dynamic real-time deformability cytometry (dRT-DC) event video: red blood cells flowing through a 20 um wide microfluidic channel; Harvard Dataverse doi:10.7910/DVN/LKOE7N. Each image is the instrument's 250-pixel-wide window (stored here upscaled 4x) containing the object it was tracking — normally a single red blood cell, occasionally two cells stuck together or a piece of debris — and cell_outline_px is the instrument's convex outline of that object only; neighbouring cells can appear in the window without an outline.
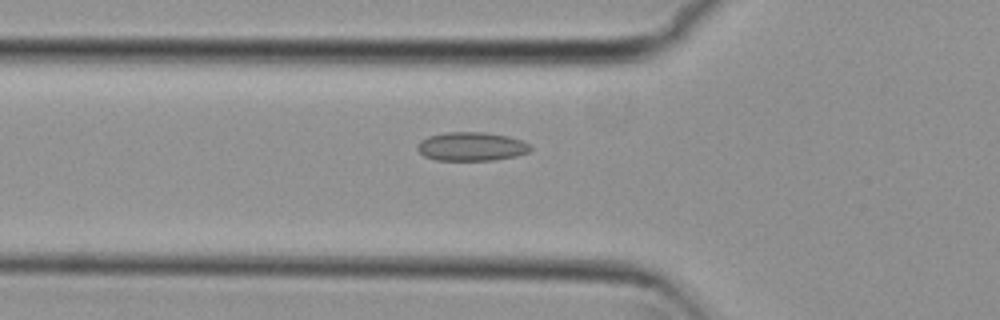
{"species": "common noctule bat (a hibernating species)", "species_latin": "Nyctalus noctula", "temperature_condition": "cold", "stored_images_in_passage": 50, "camera_frame_rate_fps": 3000, "um_per_image_px": 0.085, "animal": {"sex": "female", "body_mass_g": 29.2, "forearm_length_mm": 56.3}, "frame": {"image": 1, "passage_image": 18, "time_ms": 5.667, "image_size_px": [1000, 320], "cell_outline_px": [[532, 148], [528, 152], [516, 156], [492, 160], [436, 160], [424, 156], [416, 148], [416, 144], [420, 140], [428, 136], [448, 132], [484, 132], [508, 136], [520, 140], [528, 144]], "centroid_in_image_um": [40.03, 12.45], "position_along_channel_um": 85.8, "area_um2": 18.9}}
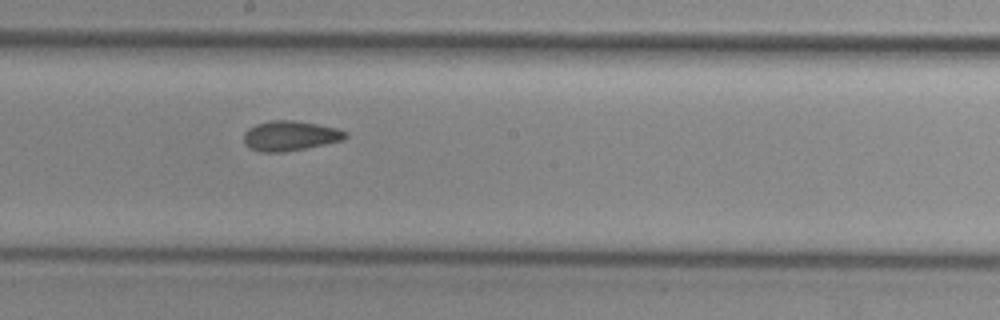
{"frame": {"image": 2, "passage_image": 29, "time_ms": 9.333, "image_size_px": [1000, 320], "cell_outline_px": [[348, 136], [344, 140], [284, 152], [260, 152], [248, 148], [244, 144], [244, 132], [248, 128], [256, 124], [272, 120], [292, 120], [316, 124], [336, 128], [348, 132]], "centroid_in_image_um": [24.63, 11.55], "position_along_channel_um": 223.6, "area_um2": 17.74}}
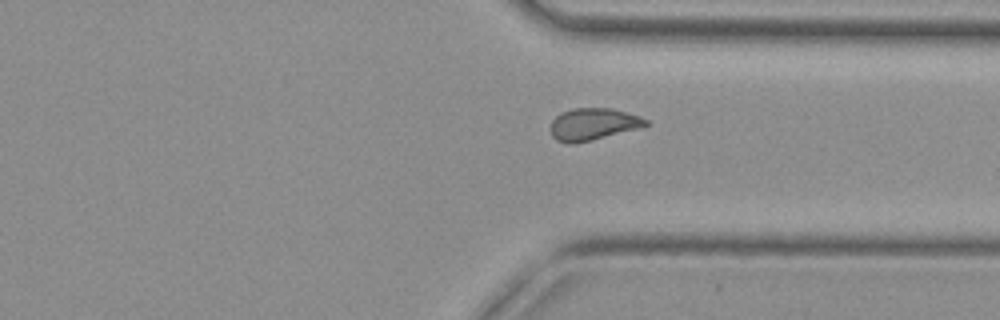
{"frame": {"image": 3, "passage_image": 40, "time_ms": 13.0, "image_size_px": [1000, 320], "cell_outline_px": [[648, 124], [640, 128], [592, 140], [572, 144], [568, 144], [556, 140], [552, 136], [552, 120], [560, 112], [572, 108], [612, 108], [628, 112], [640, 116], [648, 120]], "centroid_in_image_um": [50.42, 10.55], "position_along_channel_um": 361.0, "area_um2": 17.86}, "authors_computed_cell_mechanics": {"area_um2": 17.9758, "velocity_mm_per_s": 3.748, "shape_relaxation_time_tau1_ms": null, "shape_relaxation_time_tau2_ms": 2.3515, "deformation_change_tau1": null, "deformation_change_tau2": 0.0802}}